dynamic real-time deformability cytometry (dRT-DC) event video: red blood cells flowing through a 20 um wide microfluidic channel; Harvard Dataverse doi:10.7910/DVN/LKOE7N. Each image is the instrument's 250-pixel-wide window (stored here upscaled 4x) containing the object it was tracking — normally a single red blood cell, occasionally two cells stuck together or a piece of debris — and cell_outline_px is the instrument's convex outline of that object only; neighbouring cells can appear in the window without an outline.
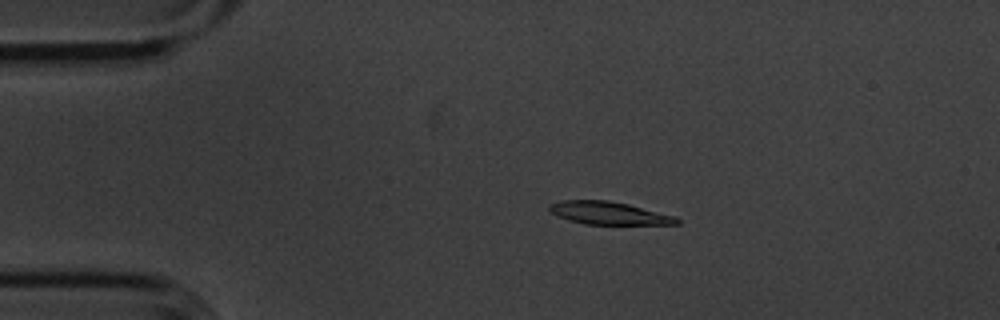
{"species": "common noctule bat (a hibernating species)", "species_latin": "Nyctalus noctula", "temperature_condition": "cold", "stored_images_in_passage": 54, "camera_frame_rate_fps": 3000, "um_per_image_px": 0.085, "animal": {"sex": "male", "body_mass_g": 20.1, "forearm_length_mm": 53.5}, "frame": {"image": 1, "passage_image": 10, "time_ms": 3.0, "image_size_px": [1000, 320], "cell_outline_px": [[680, 224], [584, 224], [568, 220], [556, 216], [548, 208], [548, 204], [560, 200], [608, 200], [628, 204], [676, 216], [680, 220]], "centroid_in_image_um": [51.72, 18.11], "position_along_channel_um": 33.3, "area_um2": 16.99}}
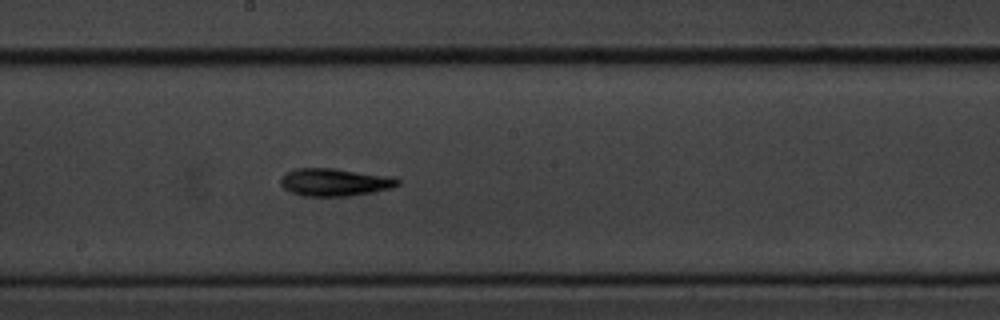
{"frame": {"image": 2, "passage_image": 29, "time_ms": 9.333, "image_size_px": [1000, 320], "cell_outline_px": [[400, 184], [392, 188], [372, 192], [348, 196], [304, 196], [292, 192], [284, 188], [280, 184], [280, 180], [288, 172], [296, 168], [332, 168], [396, 176], [400, 180]], "centroid_in_image_um": [28.52, 15.48], "position_along_channel_um": 219.7, "area_um2": 18.96}}
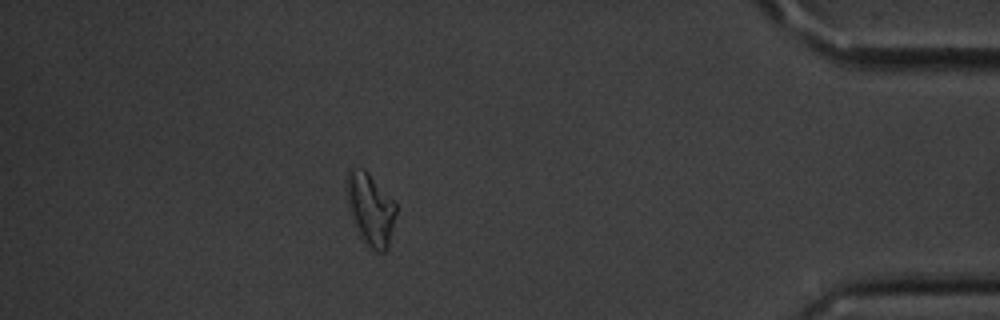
{"frame": {"image": 3, "passage_image": 48, "time_ms": 15.667, "image_size_px": [1000, 320], "cell_outline_px": [[396, 212], [388, 248], [384, 252], [376, 252], [360, 236], [352, 220], [348, 204], [344, 184], [348, 168], [364, 168], [368, 172], [396, 204]], "centroid_in_image_um": [31.45, 17.73], "position_along_channel_um": 403.8, "area_um2": 20.75}, "authors_computed_cell_mechanics": {"area_um2": 18.0336, "velocity_mm_per_s": 3.5939, "shape_relaxation_time_tau1_ms": 7.5344, "shape_relaxation_time_tau2_ms": null, "deformation_change_tau1": 0.1941, "deformation_change_tau2": null}}